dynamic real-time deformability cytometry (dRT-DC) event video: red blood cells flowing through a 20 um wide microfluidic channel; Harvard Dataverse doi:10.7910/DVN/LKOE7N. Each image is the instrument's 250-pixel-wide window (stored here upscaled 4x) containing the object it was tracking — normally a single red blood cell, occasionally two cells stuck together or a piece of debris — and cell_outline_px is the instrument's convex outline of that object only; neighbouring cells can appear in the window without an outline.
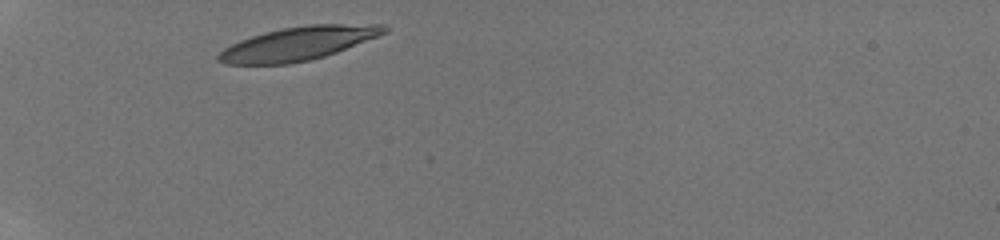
{"species": "human", "species_latin": "Homo sapiens", "temperature_condition": "room temperature", "stored_images_in_passage": 3, "camera_frame_rate_fps": 3000, "um_per_image_px": 0.085, "donor": {"sex": "male"}, "frame": {"image": 1, "passage_image": 1, "time_ms": 0.0, "image_size_px": [1000, 240], "cell_outline_px": [[388, 32], [380, 36], [336, 52], [324, 56], [308, 60], [288, 64], [224, 64], [216, 60], [216, 56], [224, 48], [240, 40], [264, 32], [284, 28], [308, 24], [388, 24]], "centroid_in_image_um": [25.38, 3.69], "position_along_channel_um": 59.6, "area_um2": 32.43}}